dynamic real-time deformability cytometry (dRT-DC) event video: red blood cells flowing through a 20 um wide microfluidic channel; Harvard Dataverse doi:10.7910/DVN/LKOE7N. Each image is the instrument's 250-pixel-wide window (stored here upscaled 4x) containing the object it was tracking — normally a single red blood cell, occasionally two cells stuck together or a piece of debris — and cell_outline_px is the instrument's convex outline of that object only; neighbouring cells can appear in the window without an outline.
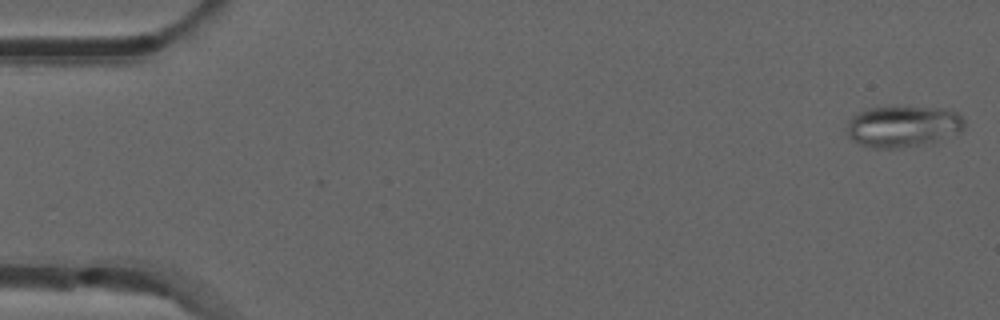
{"species": "common noctule bat (a hibernating species)", "species_latin": "Nyctalus noctula", "temperature_condition": "room temperature", "stored_images_in_passage": 52, "camera_frame_rate_fps": 3000, "um_per_image_px": 0.085, "animal": {"sex": "male", "forearm_length_mm": 52.5}, "frame": {"image": 1, "passage_image": 1, "time_ms": 0.0, "image_size_px": [1000, 320], "cell_outline_px": [[964, 128], [960, 132], [932, 140], [900, 148], [872, 148], [860, 144], [852, 140], [848, 136], [848, 120], [852, 116], [868, 108], [948, 108], [956, 112], [964, 120]], "centroid_in_image_um": [76.72, 10.74], "position_along_channel_um": 8.3, "area_um2": 27.51}}
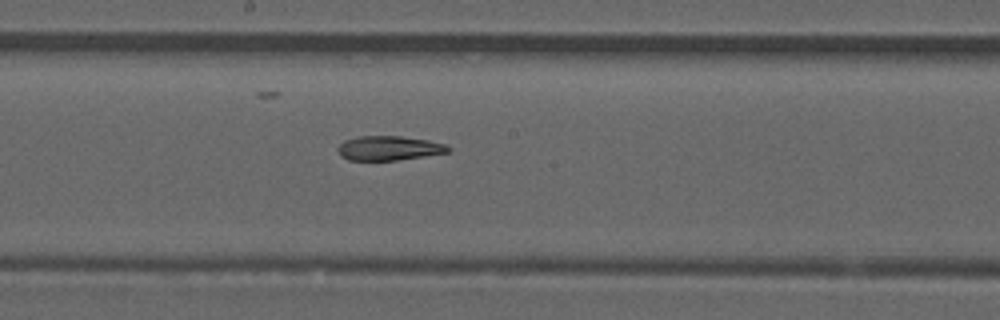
{"frame": {"image": 2, "passage_image": 28, "time_ms": 9.0, "image_size_px": [1000, 320], "cell_outline_px": [[452, 148], [448, 152], [424, 156], [396, 160], [348, 160], [340, 156], [336, 148], [344, 140], [360, 136], [400, 136], [428, 140], [448, 144]], "centroid_in_image_um": [33.06, 12.59], "position_along_channel_um": 215.1, "area_um2": 15.78}}
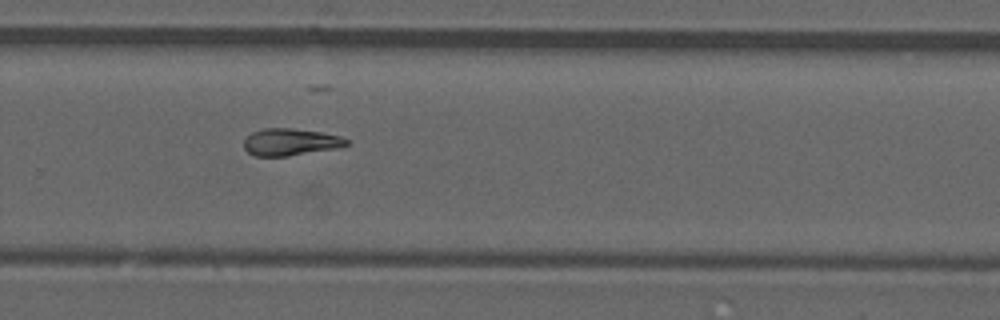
{"frame": {"image": 3, "passage_image": 35, "time_ms": 11.333, "image_size_px": [1000, 320], "cell_outline_px": [[348, 144], [336, 148], [288, 156], [256, 156], [248, 152], [244, 148], [244, 140], [252, 132], [264, 128], [288, 128], [320, 132], [340, 136], [348, 140]], "centroid_in_image_um": [24.66, 12.07], "position_along_channel_um": 305.1, "area_um2": 15.95}}